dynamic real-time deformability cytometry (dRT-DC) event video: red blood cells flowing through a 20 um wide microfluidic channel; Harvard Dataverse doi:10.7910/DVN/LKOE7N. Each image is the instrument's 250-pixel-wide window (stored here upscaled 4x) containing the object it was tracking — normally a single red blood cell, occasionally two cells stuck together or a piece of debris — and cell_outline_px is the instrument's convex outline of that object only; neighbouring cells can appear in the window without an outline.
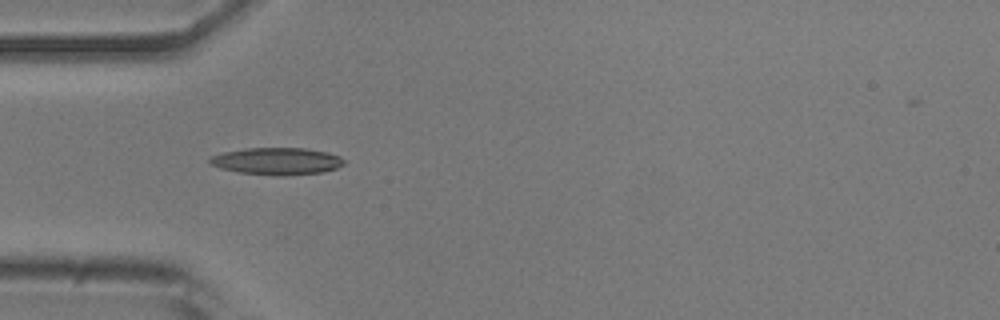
{"species": "common noctule bat (a hibernating species)", "species_latin": "Nyctalus noctula", "temperature_condition": "room temperature", "stored_images_in_passage": 37, "camera_frame_rate_fps": 3000, "um_per_image_px": 0.085, "animal": {"sex": "male", "body_mass_g": 20.5, "forearm_length_mm": 52.5}, "frame": {"image": 1, "passage_image": 1, "time_ms": 0.0, "image_size_px": [1000, 320], "cell_outline_px": [[344, 164], [336, 168], [324, 172], [284, 176], [276, 176], [240, 172], [220, 168], [208, 164], [208, 160], [212, 156], [224, 152], [244, 148], [304, 148], [328, 152], [340, 156], [344, 160]], "centroid_in_image_um": [23.54, 13.7], "position_along_channel_um": 61.5, "area_um2": 21.33}}
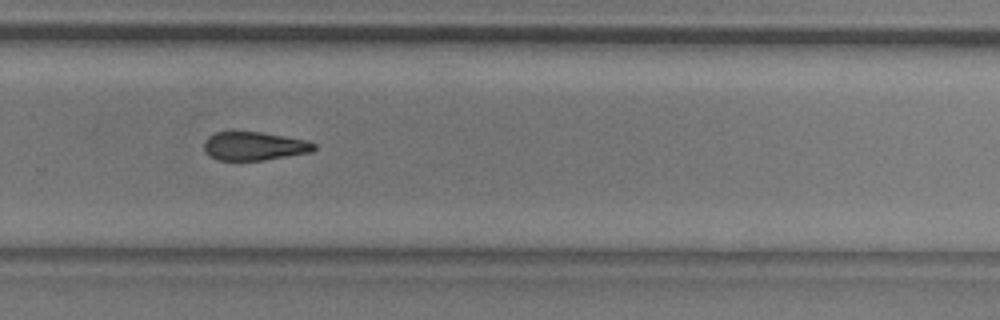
{"frame": {"image": 2, "passage_image": 20, "time_ms": 6.333, "image_size_px": [1000, 320], "cell_outline_px": [[316, 148], [312, 152], [264, 160], [216, 160], [204, 148], [204, 140], [208, 136], [216, 132], [260, 132], [308, 140], [316, 144]], "centroid_in_image_um": [21.64, 12.41], "position_along_channel_um": 308.2, "area_um2": 18.21}}
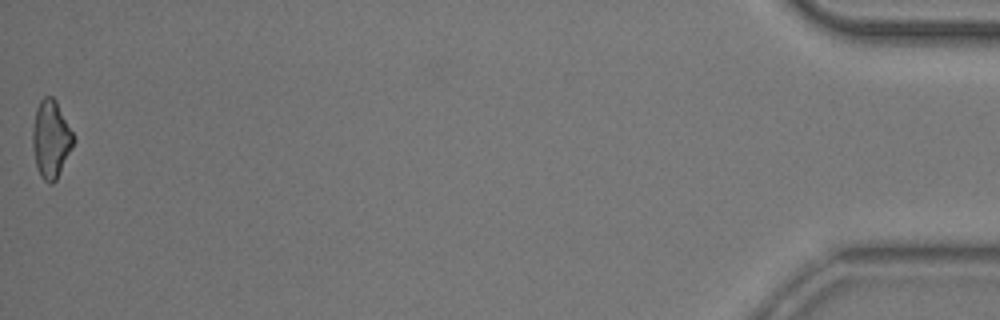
{"frame": {"image": 3, "passage_image": 37, "time_ms": 12.0, "image_size_px": [1000, 320], "cell_outline_px": [[76, 140], [56, 180], [52, 184], [48, 184], [40, 176], [36, 164], [32, 148], [32, 128], [36, 108], [40, 100], [44, 96], [52, 96], [56, 100], [76, 136]], "centroid_in_image_um": [4.34, 11.81], "position_along_channel_um": 430.9, "area_um2": 18.84}, "authors_computed_cell_mechanics": {"area_um2": 18.9584, "velocity_mm_per_s": 3.9202, "shape_relaxation_time_tau1_ms": 7.4808, "shape_relaxation_time_tau2_ms": null, "deformation_change_tau1": 0.1784, "deformation_change_tau2": null}}